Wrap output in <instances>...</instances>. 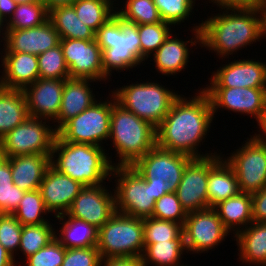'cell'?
<instances>
[{"label": "cell", "mask_w": 266, "mask_h": 266, "mask_svg": "<svg viewBox=\"0 0 266 266\" xmlns=\"http://www.w3.org/2000/svg\"><path fill=\"white\" fill-rule=\"evenodd\" d=\"M0 86L24 90L39 79L38 57L22 52H2ZM4 54V55H3Z\"/></svg>", "instance_id": "23"}, {"label": "cell", "mask_w": 266, "mask_h": 266, "mask_svg": "<svg viewBox=\"0 0 266 266\" xmlns=\"http://www.w3.org/2000/svg\"><path fill=\"white\" fill-rule=\"evenodd\" d=\"M107 155L104 147L65 142L57 135L50 165L84 186H97L111 180L112 156Z\"/></svg>", "instance_id": "3"}, {"label": "cell", "mask_w": 266, "mask_h": 266, "mask_svg": "<svg viewBox=\"0 0 266 266\" xmlns=\"http://www.w3.org/2000/svg\"><path fill=\"white\" fill-rule=\"evenodd\" d=\"M123 4L116 12L125 20L137 25L163 21L153 0H125Z\"/></svg>", "instance_id": "39"}, {"label": "cell", "mask_w": 266, "mask_h": 266, "mask_svg": "<svg viewBox=\"0 0 266 266\" xmlns=\"http://www.w3.org/2000/svg\"><path fill=\"white\" fill-rule=\"evenodd\" d=\"M192 159L189 155L155 146L132 167L150 185L152 196L158 200L164 194L177 190L184 169Z\"/></svg>", "instance_id": "7"}, {"label": "cell", "mask_w": 266, "mask_h": 266, "mask_svg": "<svg viewBox=\"0 0 266 266\" xmlns=\"http://www.w3.org/2000/svg\"><path fill=\"white\" fill-rule=\"evenodd\" d=\"M77 17L94 32L105 24L116 12L113 7L104 0H77L71 5Z\"/></svg>", "instance_id": "33"}, {"label": "cell", "mask_w": 266, "mask_h": 266, "mask_svg": "<svg viewBox=\"0 0 266 266\" xmlns=\"http://www.w3.org/2000/svg\"><path fill=\"white\" fill-rule=\"evenodd\" d=\"M25 191L15 184L10 187L0 188V213L13 214L19 206Z\"/></svg>", "instance_id": "46"}, {"label": "cell", "mask_w": 266, "mask_h": 266, "mask_svg": "<svg viewBox=\"0 0 266 266\" xmlns=\"http://www.w3.org/2000/svg\"><path fill=\"white\" fill-rule=\"evenodd\" d=\"M245 142L224 159L233 168L240 191L252 194L266 187V145L255 135Z\"/></svg>", "instance_id": "12"}, {"label": "cell", "mask_w": 266, "mask_h": 266, "mask_svg": "<svg viewBox=\"0 0 266 266\" xmlns=\"http://www.w3.org/2000/svg\"><path fill=\"white\" fill-rule=\"evenodd\" d=\"M65 79H37L24 89L29 117L55 121L59 115Z\"/></svg>", "instance_id": "21"}, {"label": "cell", "mask_w": 266, "mask_h": 266, "mask_svg": "<svg viewBox=\"0 0 266 266\" xmlns=\"http://www.w3.org/2000/svg\"><path fill=\"white\" fill-rule=\"evenodd\" d=\"M76 1L77 0H42L48 11L58 6L72 5Z\"/></svg>", "instance_id": "53"}, {"label": "cell", "mask_w": 266, "mask_h": 266, "mask_svg": "<svg viewBox=\"0 0 266 266\" xmlns=\"http://www.w3.org/2000/svg\"><path fill=\"white\" fill-rule=\"evenodd\" d=\"M100 266H143V264L141 258L131 256H120L102 258Z\"/></svg>", "instance_id": "50"}, {"label": "cell", "mask_w": 266, "mask_h": 266, "mask_svg": "<svg viewBox=\"0 0 266 266\" xmlns=\"http://www.w3.org/2000/svg\"><path fill=\"white\" fill-rule=\"evenodd\" d=\"M17 5L14 0H0V36L1 34L4 36L6 23L12 17Z\"/></svg>", "instance_id": "49"}, {"label": "cell", "mask_w": 266, "mask_h": 266, "mask_svg": "<svg viewBox=\"0 0 266 266\" xmlns=\"http://www.w3.org/2000/svg\"><path fill=\"white\" fill-rule=\"evenodd\" d=\"M143 218L115 213L98 229L97 249L101 258L131 256L144 252Z\"/></svg>", "instance_id": "8"}, {"label": "cell", "mask_w": 266, "mask_h": 266, "mask_svg": "<svg viewBox=\"0 0 266 266\" xmlns=\"http://www.w3.org/2000/svg\"><path fill=\"white\" fill-rule=\"evenodd\" d=\"M101 259L97 246L69 248L65 251L61 266H100Z\"/></svg>", "instance_id": "45"}, {"label": "cell", "mask_w": 266, "mask_h": 266, "mask_svg": "<svg viewBox=\"0 0 266 266\" xmlns=\"http://www.w3.org/2000/svg\"><path fill=\"white\" fill-rule=\"evenodd\" d=\"M62 225L55 238L66 248H86L97 246L98 229L83 220L63 214L55 217Z\"/></svg>", "instance_id": "29"}, {"label": "cell", "mask_w": 266, "mask_h": 266, "mask_svg": "<svg viewBox=\"0 0 266 266\" xmlns=\"http://www.w3.org/2000/svg\"><path fill=\"white\" fill-rule=\"evenodd\" d=\"M49 214L39 189L26 191L13 215L24 225H39L48 221L44 215ZM44 214V215H43Z\"/></svg>", "instance_id": "34"}, {"label": "cell", "mask_w": 266, "mask_h": 266, "mask_svg": "<svg viewBox=\"0 0 266 266\" xmlns=\"http://www.w3.org/2000/svg\"><path fill=\"white\" fill-rule=\"evenodd\" d=\"M1 38L0 42L4 40L1 52H22L36 56L60 44L59 33L49 19L33 28L5 30Z\"/></svg>", "instance_id": "19"}, {"label": "cell", "mask_w": 266, "mask_h": 266, "mask_svg": "<svg viewBox=\"0 0 266 266\" xmlns=\"http://www.w3.org/2000/svg\"><path fill=\"white\" fill-rule=\"evenodd\" d=\"M198 91L191 98H183L181 94L173 102L164 120L156 127V146L193 158L217 153L201 154L198 151L215 118L208 95L201 88Z\"/></svg>", "instance_id": "1"}, {"label": "cell", "mask_w": 266, "mask_h": 266, "mask_svg": "<svg viewBox=\"0 0 266 266\" xmlns=\"http://www.w3.org/2000/svg\"><path fill=\"white\" fill-rule=\"evenodd\" d=\"M221 156L210 168L207 195L208 208L239 194L240 187L233 168Z\"/></svg>", "instance_id": "26"}, {"label": "cell", "mask_w": 266, "mask_h": 266, "mask_svg": "<svg viewBox=\"0 0 266 266\" xmlns=\"http://www.w3.org/2000/svg\"><path fill=\"white\" fill-rule=\"evenodd\" d=\"M48 19L59 33L60 39H95V32L77 17L71 5L49 10Z\"/></svg>", "instance_id": "31"}, {"label": "cell", "mask_w": 266, "mask_h": 266, "mask_svg": "<svg viewBox=\"0 0 266 266\" xmlns=\"http://www.w3.org/2000/svg\"><path fill=\"white\" fill-rule=\"evenodd\" d=\"M213 115L220 109L230 110L254 117L259 124L266 114V88L205 87Z\"/></svg>", "instance_id": "14"}, {"label": "cell", "mask_w": 266, "mask_h": 266, "mask_svg": "<svg viewBox=\"0 0 266 266\" xmlns=\"http://www.w3.org/2000/svg\"><path fill=\"white\" fill-rule=\"evenodd\" d=\"M186 216L187 212L183 209L177 194L169 192L156 200L151 217L184 225Z\"/></svg>", "instance_id": "42"}, {"label": "cell", "mask_w": 266, "mask_h": 266, "mask_svg": "<svg viewBox=\"0 0 266 266\" xmlns=\"http://www.w3.org/2000/svg\"><path fill=\"white\" fill-rule=\"evenodd\" d=\"M221 9H251L259 8L262 0H209Z\"/></svg>", "instance_id": "48"}, {"label": "cell", "mask_w": 266, "mask_h": 266, "mask_svg": "<svg viewBox=\"0 0 266 266\" xmlns=\"http://www.w3.org/2000/svg\"><path fill=\"white\" fill-rule=\"evenodd\" d=\"M110 192V193H109ZM116 213L115 193L103 184L85 186L66 213L69 217L102 227Z\"/></svg>", "instance_id": "17"}, {"label": "cell", "mask_w": 266, "mask_h": 266, "mask_svg": "<svg viewBox=\"0 0 266 266\" xmlns=\"http://www.w3.org/2000/svg\"><path fill=\"white\" fill-rule=\"evenodd\" d=\"M113 177L116 178L113 189L116 212L131 217H151L156 200L145 179L132 166L113 167Z\"/></svg>", "instance_id": "9"}, {"label": "cell", "mask_w": 266, "mask_h": 266, "mask_svg": "<svg viewBox=\"0 0 266 266\" xmlns=\"http://www.w3.org/2000/svg\"><path fill=\"white\" fill-rule=\"evenodd\" d=\"M229 233V234H228ZM186 252L205 253L225 241L230 232L214 208L187 213L183 225Z\"/></svg>", "instance_id": "13"}, {"label": "cell", "mask_w": 266, "mask_h": 266, "mask_svg": "<svg viewBox=\"0 0 266 266\" xmlns=\"http://www.w3.org/2000/svg\"><path fill=\"white\" fill-rule=\"evenodd\" d=\"M111 92L121 106L154 127L164 120L173 102L180 96L157 81L136 82Z\"/></svg>", "instance_id": "6"}, {"label": "cell", "mask_w": 266, "mask_h": 266, "mask_svg": "<svg viewBox=\"0 0 266 266\" xmlns=\"http://www.w3.org/2000/svg\"><path fill=\"white\" fill-rule=\"evenodd\" d=\"M29 117L24 90L0 86V139Z\"/></svg>", "instance_id": "30"}, {"label": "cell", "mask_w": 266, "mask_h": 266, "mask_svg": "<svg viewBox=\"0 0 266 266\" xmlns=\"http://www.w3.org/2000/svg\"><path fill=\"white\" fill-rule=\"evenodd\" d=\"M206 87L266 88V62L239 59L212 72Z\"/></svg>", "instance_id": "18"}, {"label": "cell", "mask_w": 266, "mask_h": 266, "mask_svg": "<svg viewBox=\"0 0 266 266\" xmlns=\"http://www.w3.org/2000/svg\"><path fill=\"white\" fill-rule=\"evenodd\" d=\"M70 78L105 82L102 50L94 40L60 39Z\"/></svg>", "instance_id": "16"}, {"label": "cell", "mask_w": 266, "mask_h": 266, "mask_svg": "<svg viewBox=\"0 0 266 266\" xmlns=\"http://www.w3.org/2000/svg\"><path fill=\"white\" fill-rule=\"evenodd\" d=\"M221 156V153H217L208 157L193 158L186 165L175 193L187 213L208 208L207 185L209 168Z\"/></svg>", "instance_id": "15"}, {"label": "cell", "mask_w": 266, "mask_h": 266, "mask_svg": "<svg viewBox=\"0 0 266 266\" xmlns=\"http://www.w3.org/2000/svg\"><path fill=\"white\" fill-rule=\"evenodd\" d=\"M56 231L58 230L54 229L50 222L39 225H24L22 226L18 250L27 258L54 239Z\"/></svg>", "instance_id": "36"}, {"label": "cell", "mask_w": 266, "mask_h": 266, "mask_svg": "<svg viewBox=\"0 0 266 266\" xmlns=\"http://www.w3.org/2000/svg\"><path fill=\"white\" fill-rule=\"evenodd\" d=\"M95 41L102 50L105 81L110 80L114 70L121 72L141 65L138 25L117 12L95 32Z\"/></svg>", "instance_id": "4"}, {"label": "cell", "mask_w": 266, "mask_h": 266, "mask_svg": "<svg viewBox=\"0 0 266 266\" xmlns=\"http://www.w3.org/2000/svg\"><path fill=\"white\" fill-rule=\"evenodd\" d=\"M38 57L39 78L42 79H68L69 69L63 55L61 45L48 49Z\"/></svg>", "instance_id": "40"}, {"label": "cell", "mask_w": 266, "mask_h": 266, "mask_svg": "<svg viewBox=\"0 0 266 266\" xmlns=\"http://www.w3.org/2000/svg\"><path fill=\"white\" fill-rule=\"evenodd\" d=\"M66 248L56 239H52L45 247L25 258V266H61Z\"/></svg>", "instance_id": "44"}, {"label": "cell", "mask_w": 266, "mask_h": 266, "mask_svg": "<svg viewBox=\"0 0 266 266\" xmlns=\"http://www.w3.org/2000/svg\"><path fill=\"white\" fill-rule=\"evenodd\" d=\"M196 0H153L163 22L172 26L185 22L192 15ZM185 20V21H184Z\"/></svg>", "instance_id": "41"}, {"label": "cell", "mask_w": 266, "mask_h": 266, "mask_svg": "<svg viewBox=\"0 0 266 266\" xmlns=\"http://www.w3.org/2000/svg\"><path fill=\"white\" fill-rule=\"evenodd\" d=\"M224 227L236 235L252 222V197L250 193L240 192L213 207ZM242 225V226H241Z\"/></svg>", "instance_id": "28"}, {"label": "cell", "mask_w": 266, "mask_h": 266, "mask_svg": "<svg viewBox=\"0 0 266 266\" xmlns=\"http://www.w3.org/2000/svg\"><path fill=\"white\" fill-rule=\"evenodd\" d=\"M185 249L184 238H176L169 242H157L144 244V252L141 257L143 266H184L181 264V255ZM187 266V265H185Z\"/></svg>", "instance_id": "32"}, {"label": "cell", "mask_w": 266, "mask_h": 266, "mask_svg": "<svg viewBox=\"0 0 266 266\" xmlns=\"http://www.w3.org/2000/svg\"><path fill=\"white\" fill-rule=\"evenodd\" d=\"M260 130H258L259 134L255 133L254 135L266 145V114L264 115L261 122L258 124Z\"/></svg>", "instance_id": "55"}, {"label": "cell", "mask_w": 266, "mask_h": 266, "mask_svg": "<svg viewBox=\"0 0 266 266\" xmlns=\"http://www.w3.org/2000/svg\"><path fill=\"white\" fill-rule=\"evenodd\" d=\"M14 185L9 158L0 155V188Z\"/></svg>", "instance_id": "51"}, {"label": "cell", "mask_w": 266, "mask_h": 266, "mask_svg": "<svg viewBox=\"0 0 266 266\" xmlns=\"http://www.w3.org/2000/svg\"><path fill=\"white\" fill-rule=\"evenodd\" d=\"M172 25L166 22L138 25L141 63L150 58L172 33ZM143 61V62H142Z\"/></svg>", "instance_id": "37"}, {"label": "cell", "mask_w": 266, "mask_h": 266, "mask_svg": "<svg viewBox=\"0 0 266 266\" xmlns=\"http://www.w3.org/2000/svg\"><path fill=\"white\" fill-rule=\"evenodd\" d=\"M104 1L108 2V3H109L110 5H112V6H116V5L114 4V1L117 2L116 0H104Z\"/></svg>", "instance_id": "57"}, {"label": "cell", "mask_w": 266, "mask_h": 266, "mask_svg": "<svg viewBox=\"0 0 266 266\" xmlns=\"http://www.w3.org/2000/svg\"><path fill=\"white\" fill-rule=\"evenodd\" d=\"M143 225L144 244L169 242L176 238H184L183 225L177 222L146 217L143 218Z\"/></svg>", "instance_id": "38"}, {"label": "cell", "mask_w": 266, "mask_h": 266, "mask_svg": "<svg viewBox=\"0 0 266 266\" xmlns=\"http://www.w3.org/2000/svg\"><path fill=\"white\" fill-rule=\"evenodd\" d=\"M97 82L91 79L68 78L65 79L61 106L54 127L58 131L68 120L77 116L98 99L95 98L90 83Z\"/></svg>", "instance_id": "24"}, {"label": "cell", "mask_w": 266, "mask_h": 266, "mask_svg": "<svg viewBox=\"0 0 266 266\" xmlns=\"http://www.w3.org/2000/svg\"><path fill=\"white\" fill-rule=\"evenodd\" d=\"M201 23L193 26L192 34L194 36L188 41L178 39L176 34L172 33L165 40V42L158 48V50L152 55L157 72L162 75H176L182 72L183 69L188 66L189 62V47L198 44L201 45ZM175 37V38H174ZM190 44V46H189Z\"/></svg>", "instance_id": "22"}, {"label": "cell", "mask_w": 266, "mask_h": 266, "mask_svg": "<svg viewBox=\"0 0 266 266\" xmlns=\"http://www.w3.org/2000/svg\"><path fill=\"white\" fill-rule=\"evenodd\" d=\"M84 187L50 165L44 174L39 190L47 210L57 217L68 212L73 200Z\"/></svg>", "instance_id": "20"}, {"label": "cell", "mask_w": 266, "mask_h": 266, "mask_svg": "<svg viewBox=\"0 0 266 266\" xmlns=\"http://www.w3.org/2000/svg\"><path fill=\"white\" fill-rule=\"evenodd\" d=\"M112 94L110 137L119 162L115 166H132L156 146V127L121 106Z\"/></svg>", "instance_id": "5"}, {"label": "cell", "mask_w": 266, "mask_h": 266, "mask_svg": "<svg viewBox=\"0 0 266 266\" xmlns=\"http://www.w3.org/2000/svg\"><path fill=\"white\" fill-rule=\"evenodd\" d=\"M201 47L229 57L262 38L259 8L224 9L201 23Z\"/></svg>", "instance_id": "2"}, {"label": "cell", "mask_w": 266, "mask_h": 266, "mask_svg": "<svg viewBox=\"0 0 266 266\" xmlns=\"http://www.w3.org/2000/svg\"><path fill=\"white\" fill-rule=\"evenodd\" d=\"M261 14L262 38L266 37V0H262L259 5Z\"/></svg>", "instance_id": "54"}, {"label": "cell", "mask_w": 266, "mask_h": 266, "mask_svg": "<svg viewBox=\"0 0 266 266\" xmlns=\"http://www.w3.org/2000/svg\"><path fill=\"white\" fill-rule=\"evenodd\" d=\"M252 219L254 222L266 223V187L251 194Z\"/></svg>", "instance_id": "47"}, {"label": "cell", "mask_w": 266, "mask_h": 266, "mask_svg": "<svg viewBox=\"0 0 266 266\" xmlns=\"http://www.w3.org/2000/svg\"><path fill=\"white\" fill-rule=\"evenodd\" d=\"M14 257L0 244V266H16Z\"/></svg>", "instance_id": "52"}, {"label": "cell", "mask_w": 266, "mask_h": 266, "mask_svg": "<svg viewBox=\"0 0 266 266\" xmlns=\"http://www.w3.org/2000/svg\"><path fill=\"white\" fill-rule=\"evenodd\" d=\"M49 123V120L28 117L0 139V155L10 158L51 154L58 134L56 128Z\"/></svg>", "instance_id": "11"}, {"label": "cell", "mask_w": 266, "mask_h": 266, "mask_svg": "<svg viewBox=\"0 0 266 266\" xmlns=\"http://www.w3.org/2000/svg\"><path fill=\"white\" fill-rule=\"evenodd\" d=\"M50 156L51 154H29L10 157L13 183L25 192L39 189L50 166Z\"/></svg>", "instance_id": "25"}, {"label": "cell", "mask_w": 266, "mask_h": 266, "mask_svg": "<svg viewBox=\"0 0 266 266\" xmlns=\"http://www.w3.org/2000/svg\"><path fill=\"white\" fill-rule=\"evenodd\" d=\"M49 18V11L43 2L18 4L5 30H23L39 26Z\"/></svg>", "instance_id": "35"}, {"label": "cell", "mask_w": 266, "mask_h": 266, "mask_svg": "<svg viewBox=\"0 0 266 266\" xmlns=\"http://www.w3.org/2000/svg\"><path fill=\"white\" fill-rule=\"evenodd\" d=\"M17 4H29L35 2H42V0H14Z\"/></svg>", "instance_id": "56"}, {"label": "cell", "mask_w": 266, "mask_h": 266, "mask_svg": "<svg viewBox=\"0 0 266 266\" xmlns=\"http://www.w3.org/2000/svg\"><path fill=\"white\" fill-rule=\"evenodd\" d=\"M105 101L97 100L93 105L68 120L58 131L65 142L102 146L110 137L112 95ZM102 101V102H101Z\"/></svg>", "instance_id": "10"}, {"label": "cell", "mask_w": 266, "mask_h": 266, "mask_svg": "<svg viewBox=\"0 0 266 266\" xmlns=\"http://www.w3.org/2000/svg\"><path fill=\"white\" fill-rule=\"evenodd\" d=\"M21 233L22 225L13 214L0 213V244L14 259L20 245Z\"/></svg>", "instance_id": "43"}, {"label": "cell", "mask_w": 266, "mask_h": 266, "mask_svg": "<svg viewBox=\"0 0 266 266\" xmlns=\"http://www.w3.org/2000/svg\"><path fill=\"white\" fill-rule=\"evenodd\" d=\"M236 237V238H235ZM242 263L266 266V223L252 222L234 236Z\"/></svg>", "instance_id": "27"}]
</instances>
